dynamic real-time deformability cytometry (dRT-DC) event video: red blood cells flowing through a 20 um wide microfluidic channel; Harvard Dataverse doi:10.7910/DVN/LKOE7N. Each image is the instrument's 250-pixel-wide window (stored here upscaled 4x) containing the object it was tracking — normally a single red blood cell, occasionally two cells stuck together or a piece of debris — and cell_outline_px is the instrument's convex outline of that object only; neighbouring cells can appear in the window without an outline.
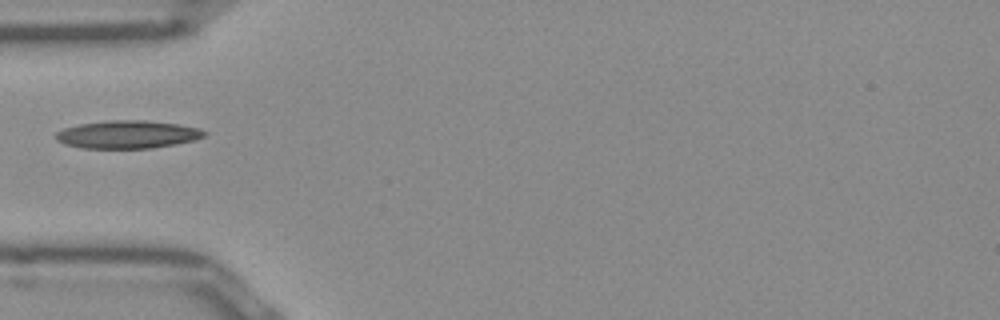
{"species": "Egyptian fruit bat (a non-hibernating species)", "species_latin": "Rousettus aegyptiacus", "temperature_condition": "room temperature", "stored_images_in_passage": 13, "camera_frame_rate_fps": 3000, "um_per_image_px": 0.085, "frame": {"image": 1, "passage_image": 1, "time_ms": 0.0, "image_size_px": [1000, 320], "cell_outline_px": [[208, 132], [204, 136], [196, 140], [176, 144], [152, 148], [84, 148], [64, 144], [56, 140], [56, 132], [64, 128], [80, 124], [108, 120], [144, 120], [176, 124], [200, 128]], "centroid_in_image_um": [10.86, 11.43], "position_along_channel_um": 74.1, "area_um2": 24.16}}
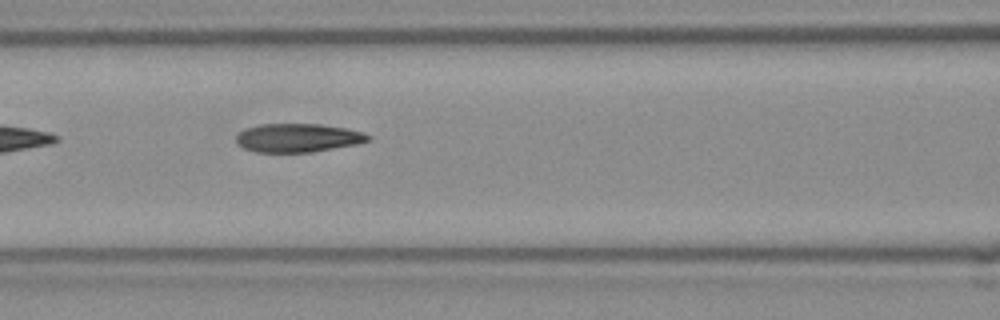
{"frame": {"image": 2, "passage_image": 6, "time_ms": 1.667, "image_size_px": [1000, 320], "cell_outline_px": [[372, 140], [356, 144], [312, 152], [256, 152], [244, 148], [236, 140], [236, 136], [244, 128], [260, 124], [320, 124], [348, 128], [364, 132], [372, 136]], "centroid_in_image_um": [25.37, 11.71], "position_along_channel_um": 141.2, "area_um2": 22.08}}
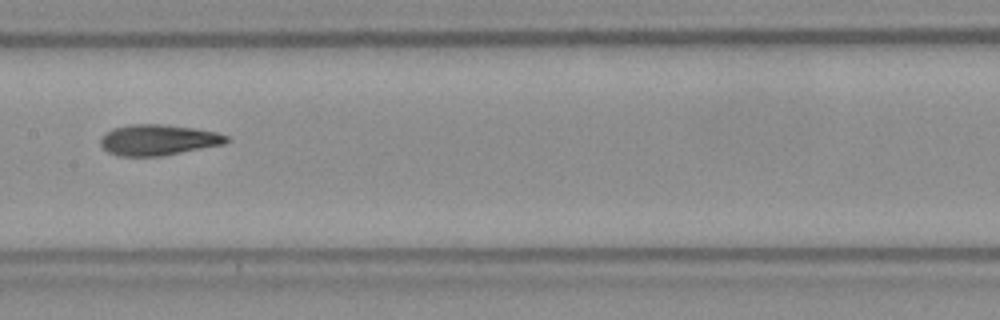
{"frame": {"image": 3, "passage_image": 10, "time_ms": 3.0, "image_size_px": [1000, 320], "cell_outline_px": [[228, 140], [224, 144], [160, 156], [120, 156], [108, 152], [100, 144], [100, 140], [112, 128], [128, 124], [160, 124], [192, 128], [216, 132], [228, 136]], "centroid_in_image_um": [13.43, 11.89], "position_along_channel_um": 194.0, "area_um2": 22.31}}